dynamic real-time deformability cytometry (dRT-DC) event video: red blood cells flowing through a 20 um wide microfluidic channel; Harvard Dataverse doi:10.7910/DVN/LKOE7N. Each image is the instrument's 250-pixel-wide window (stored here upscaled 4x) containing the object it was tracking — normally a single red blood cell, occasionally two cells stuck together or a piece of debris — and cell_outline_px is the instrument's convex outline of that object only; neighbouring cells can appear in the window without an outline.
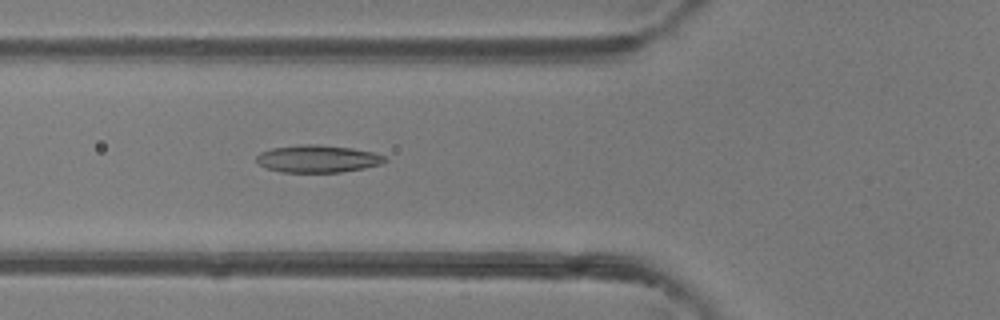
{"species": "common noctule bat (a hibernating species)", "species_latin": "Nyctalus noctula", "temperature_condition": "room temperature", "stored_images_in_passage": 48, "camera_frame_rate_fps": 3000, "um_per_image_px": 0.085, "animal": {"sex": "female"}, "frame": {"image": 1, "passage_image": 18, "time_ms": 5.667, "image_size_px": [1000, 320], "cell_outline_px": [[388, 160], [380, 164], [364, 168], [340, 172], [280, 172], [264, 168], [256, 160], [256, 156], [260, 152], [272, 148], [300, 144], [316, 144], [352, 148], [372, 152], [384, 156]], "centroid_in_image_um": [26.97, 13.49], "position_along_channel_um": 98.8, "area_um2": 20.52}}
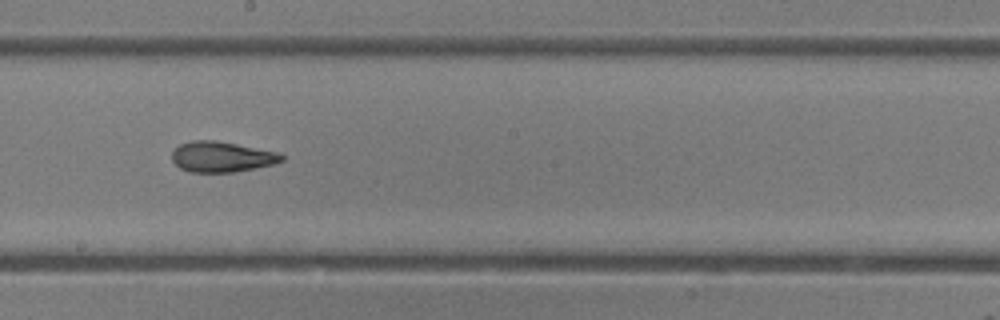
{"frame": {"image": 2, "passage_image": 27, "time_ms": 8.667, "image_size_px": [1000, 320], "cell_outline_px": [[284, 160], [272, 164], [256, 168], [232, 172], [188, 172], [180, 168], [172, 160], [172, 152], [180, 144], [192, 140], [216, 140], [280, 152], [284, 156]], "centroid_in_image_um": [18.85, 13.32], "position_along_channel_um": 229.3, "area_um2": 19.59}}
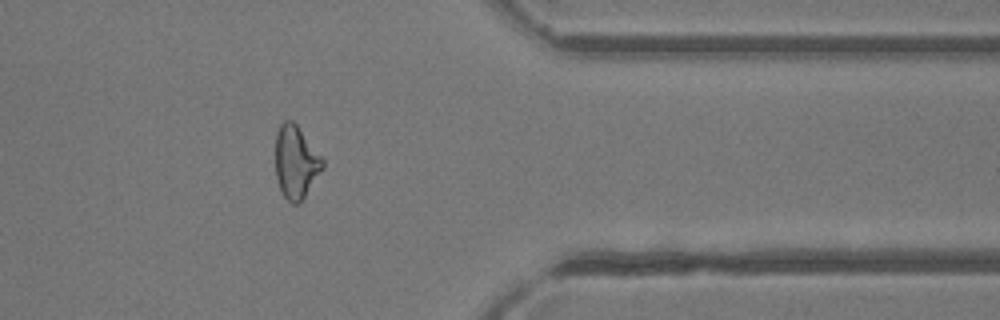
{"frame": {"image": 3, "passage_image": 39, "time_ms": 12.667, "image_size_px": [1000, 320], "cell_outline_px": [[324, 168], [300, 204], [292, 204], [284, 196], [280, 188], [276, 176], [276, 132], [280, 124], [284, 120], [292, 120], [296, 124], [324, 160]], "centroid_in_image_um": [25.15, 13.79], "position_along_channel_um": 386.2, "area_um2": 20.0}, "authors_computed_cell_mechanics": {"area_um2": 20.4323, "velocity_mm_per_s": 4.3351, "shape_relaxation_time_tau1_ms": 5.3602, "shape_relaxation_time_tau2_ms": 1.9216, "deformation_change_tau1": 0.1611, "deformation_change_tau2": 0.1036}}